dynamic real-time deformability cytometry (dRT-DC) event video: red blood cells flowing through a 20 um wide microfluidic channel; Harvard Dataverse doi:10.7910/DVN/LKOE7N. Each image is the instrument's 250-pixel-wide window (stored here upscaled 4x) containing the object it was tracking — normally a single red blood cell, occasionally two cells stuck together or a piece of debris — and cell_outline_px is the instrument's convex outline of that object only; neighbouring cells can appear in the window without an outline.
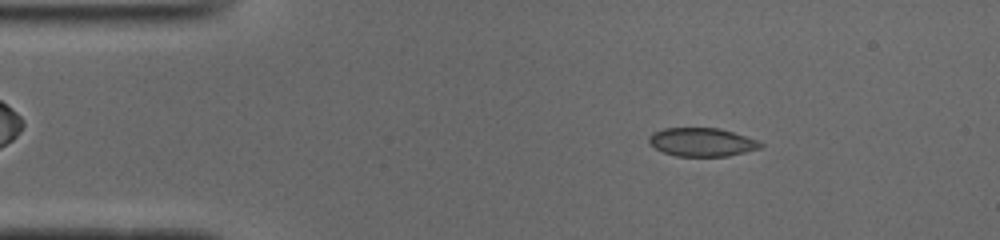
{"species": "common noctule bat (a hibernating species)", "species_latin": "Nyctalus noctula", "temperature_condition": "cold", "stored_images_in_passage": 50, "camera_frame_rate_fps": 3000, "um_per_image_px": 0.085, "animal": {"sex": "male", "body_mass_g": 19.0, "forearm_length_mm": 50.8}, "frame": {"image": 1, "passage_image": 7, "time_ms": 2.0, "image_size_px": [1000, 240], "cell_outline_px": [[764, 144], [760, 148], [728, 156], [676, 156], [664, 152], [656, 148], [648, 140], [648, 136], [652, 132], [664, 128], [720, 128], [756, 140]], "centroid_in_image_um": [59.64, 12.07], "position_along_channel_um": 25.4, "area_um2": 18.32}}
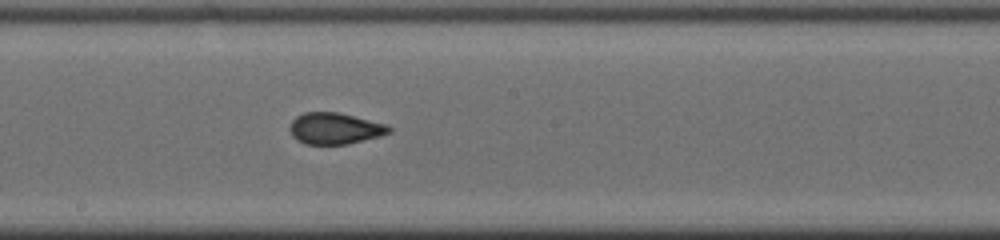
{"frame": {"image": 2, "passage_image": 26, "time_ms": 8.333, "image_size_px": [1000, 240], "cell_outline_px": [[392, 132], [380, 136], [348, 144], [304, 144], [296, 140], [292, 136], [292, 120], [296, 116], [304, 112], [340, 112], [388, 124], [392, 128]], "centroid_in_image_um": [28.52, 10.91], "position_along_channel_um": 219.7, "area_um2": 18.26}}
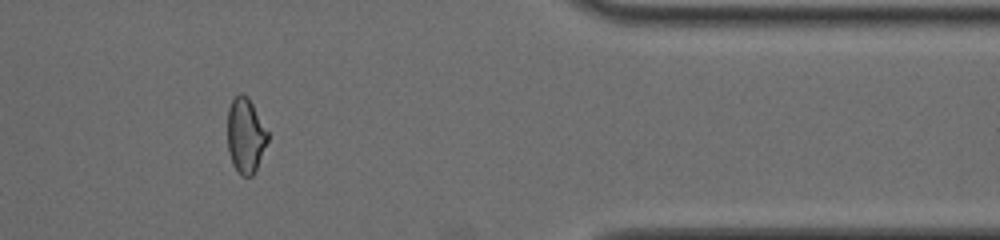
{"frame": {"image": 3, "passage_image": 41, "time_ms": 13.333, "image_size_px": [1000, 240], "cell_outline_px": [[268, 140], [256, 168], [252, 176], [240, 176], [232, 164], [228, 152], [228, 108], [232, 100], [240, 92], [248, 96], [268, 132]], "centroid_in_image_um": [20.85, 11.52], "position_along_channel_um": 390.5, "area_um2": 17.51}, "authors_computed_cell_mechanics": {"area_um2": 18.496, "velocity_mm_per_s": 3.9434, "shape_relaxation_time_tau1_ms": null, "shape_relaxation_time_tau2_ms": 0.9229, "deformation_change_tau1": null, "deformation_change_tau2": 0.0548}}